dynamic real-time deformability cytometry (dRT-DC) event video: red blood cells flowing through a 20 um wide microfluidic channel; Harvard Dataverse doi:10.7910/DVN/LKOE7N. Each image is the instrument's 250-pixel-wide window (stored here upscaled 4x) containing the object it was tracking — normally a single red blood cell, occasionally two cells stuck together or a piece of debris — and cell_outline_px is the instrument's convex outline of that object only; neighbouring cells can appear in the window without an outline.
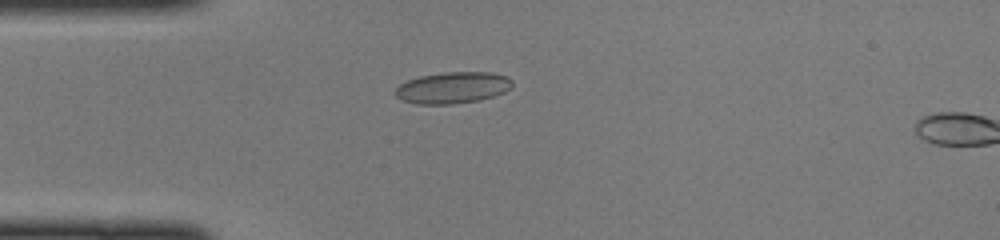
{"species": "common noctule bat (a hibernating species)", "species_latin": "Nyctalus noctula", "temperature_condition": "cold", "stored_images_in_passage": 4, "camera_frame_rate_fps": 3000, "um_per_image_px": 0.085, "animal": {"sex": "female", "body_mass_g": 22.0, "forearm_length_mm": 56.7}, "frame": {"image": 1, "passage_image": 2, "time_ms": 0.333, "image_size_px": [1000, 240], "cell_outline_px": [[512, 88], [504, 92], [480, 100], [452, 104], [416, 104], [404, 100], [396, 96], [392, 92], [400, 84], [408, 80], [420, 76], [444, 72], [492, 72], [508, 76], [512, 80]], "centroid_in_image_um": [38.49, 7.45], "position_along_channel_um": 46.5, "area_um2": 21.56}}